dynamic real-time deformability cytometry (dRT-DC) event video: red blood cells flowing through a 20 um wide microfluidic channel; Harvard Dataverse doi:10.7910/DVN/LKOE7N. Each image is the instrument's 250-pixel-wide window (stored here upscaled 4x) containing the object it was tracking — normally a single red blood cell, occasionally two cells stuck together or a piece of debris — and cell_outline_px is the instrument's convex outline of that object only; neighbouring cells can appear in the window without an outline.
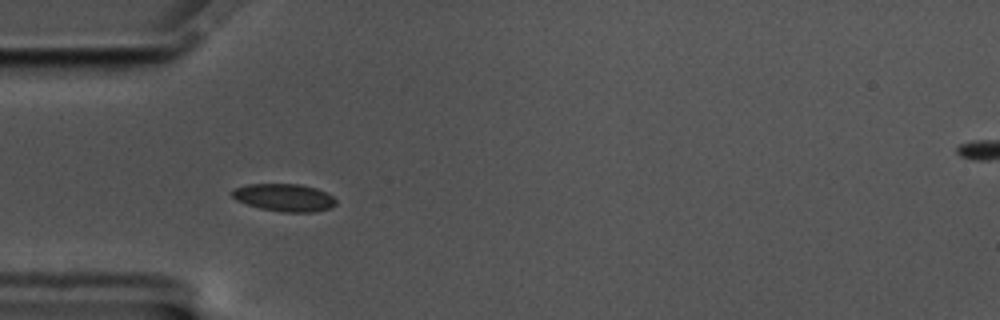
{"species": "common noctule bat (a hibernating species)", "species_latin": "Nyctalus noctula", "temperature_condition": "cold", "stored_images_in_passage": 41, "camera_frame_rate_fps": 3000, "um_per_image_px": 0.085, "animal": {"sex": "male", "body_mass_g": 17.5, "forearm_length_mm": 52.3}, "frame": {"image": 1, "passage_image": 1, "time_ms": 0.0, "image_size_px": [1000, 320], "cell_outline_px": [[336, 204], [328, 208], [312, 212], [280, 212], [260, 208], [236, 200], [232, 196], [232, 188], [244, 184], [300, 184], [316, 188], [332, 196], [336, 200]], "centroid_in_image_um": [24.12, 16.78], "position_along_channel_um": 60.9, "area_um2": 16.65}}
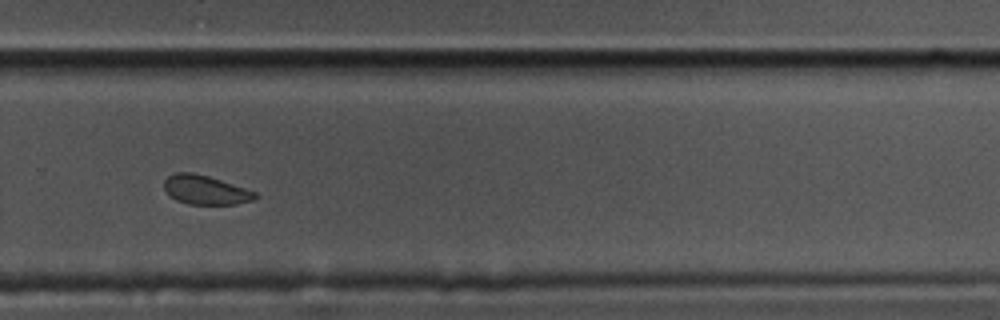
{"frame": {"image": 2, "passage_image": 23, "time_ms": 7.333, "image_size_px": [1000, 320], "cell_outline_px": [[260, 196], [256, 200], [236, 204], [188, 204], [176, 200], [164, 188], [164, 180], [168, 176], [176, 172], [192, 172], [208, 176], [256, 192]], "centroid_in_image_um": [17.49, 16.15], "position_along_channel_um": 312.3, "area_um2": 15.37}}
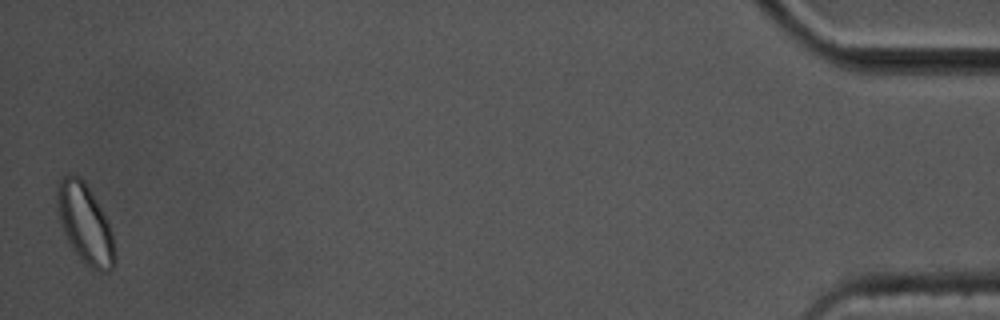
{"frame": {"image": 3, "passage_image": 41, "time_ms": 13.333, "image_size_px": [1000, 320], "cell_outline_px": [[116, 264], [108, 272], [100, 272], [84, 264], [72, 248], [64, 232], [60, 220], [56, 204], [56, 192], [60, 180], [68, 172], [72, 172], [80, 176], [84, 180], [96, 200], [112, 232], [116, 252]], "centroid_in_image_um": [7.24, 19.03], "position_along_channel_um": 428.0, "area_um2": 26.76}, "authors_computed_cell_mechanics": {"area_um2": 16.7042, "velocity_mm_per_s": 3.4633, "shape_relaxation_time_tau1_ms": 4.0593, "shape_relaxation_time_tau2_ms": null, "deformation_change_tau1": 0.0642, "deformation_change_tau2": null}}